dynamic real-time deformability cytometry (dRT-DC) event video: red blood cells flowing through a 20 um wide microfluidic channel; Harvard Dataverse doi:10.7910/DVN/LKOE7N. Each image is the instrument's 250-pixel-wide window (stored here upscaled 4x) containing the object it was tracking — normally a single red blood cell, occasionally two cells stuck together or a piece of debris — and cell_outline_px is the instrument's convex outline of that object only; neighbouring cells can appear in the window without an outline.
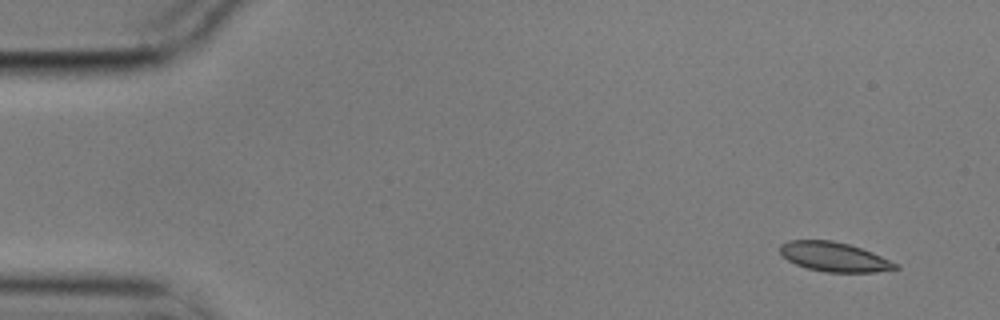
{"species": "common noctule bat (a hibernating species)", "species_latin": "Nyctalus noctula", "temperature_condition": "cold", "stored_images_in_passage": 4, "camera_frame_rate_fps": 3000, "um_per_image_px": 0.085, "animal": {"sex": "male", "body_mass_g": 17.9}, "frame": {"image": 1, "passage_image": 1, "time_ms": 0.0, "image_size_px": [1000, 320], "cell_outline_px": [[900, 268], [876, 272], [824, 272], [808, 268], [796, 264], [788, 260], [780, 252], [780, 244], [788, 240], [832, 240], [848, 244], [872, 252], [900, 264]], "centroid_in_image_um": [70.93, 21.83], "position_along_channel_um": 14.1, "area_um2": 19.77}}